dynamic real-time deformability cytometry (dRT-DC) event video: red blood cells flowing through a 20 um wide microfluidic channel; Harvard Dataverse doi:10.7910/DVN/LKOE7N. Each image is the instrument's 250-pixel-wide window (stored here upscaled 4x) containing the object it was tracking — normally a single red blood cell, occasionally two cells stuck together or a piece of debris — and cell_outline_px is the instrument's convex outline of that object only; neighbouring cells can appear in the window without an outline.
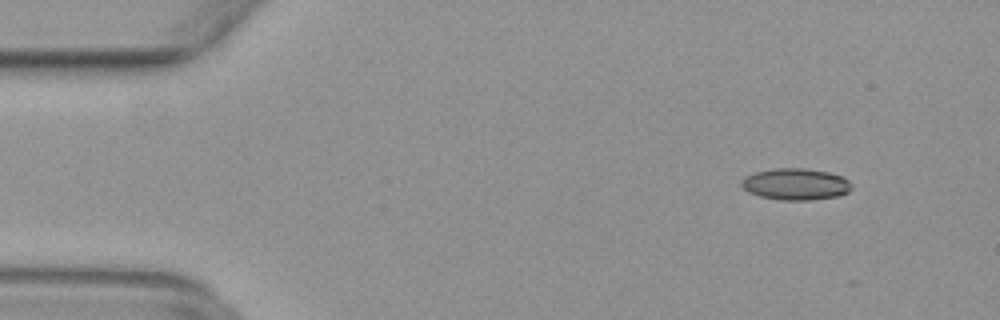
{"species": "common noctule bat (a hibernating species)", "species_latin": "Nyctalus noctula", "temperature_condition": "warm", "stored_images_in_passage": 39, "camera_frame_rate_fps": 3000, "um_per_image_px": 0.085, "animal": {"sex": "female", "body_mass_g": 29.2, "forearm_length_mm": 56.3}, "frame": {"image": 1, "passage_image": 4, "time_ms": 1.0, "image_size_px": [1000, 320], "cell_outline_px": [[852, 188], [848, 192], [836, 196], [812, 200], [780, 200], [760, 196], [748, 192], [740, 184], [740, 180], [744, 176], [756, 172], [776, 168], [804, 168], [828, 172], [840, 176], [848, 180], [852, 184]], "centroid_in_image_um": [67.61, 15.65], "position_along_channel_um": 17.4, "area_um2": 20.29}}
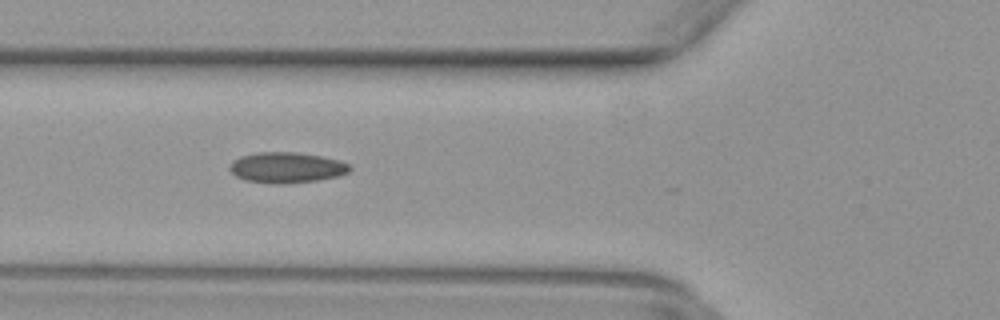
{"frame": {"image": 2, "passage_image": 17, "time_ms": 5.333, "image_size_px": [1000, 320], "cell_outline_px": [[352, 168], [348, 172], [336, 176], [316, 180], [284, 184], [272, 184], [244, 180], [236, 176], [228, 168], [232, 160], [240, 156], [260, 152], [296, 152], [320, 156], [340, 160], [348, 164]], "centroid_in_image_um": [24.32, 14.24], "position_along_channel_um": 101.5, "area_um2": 21.44}}
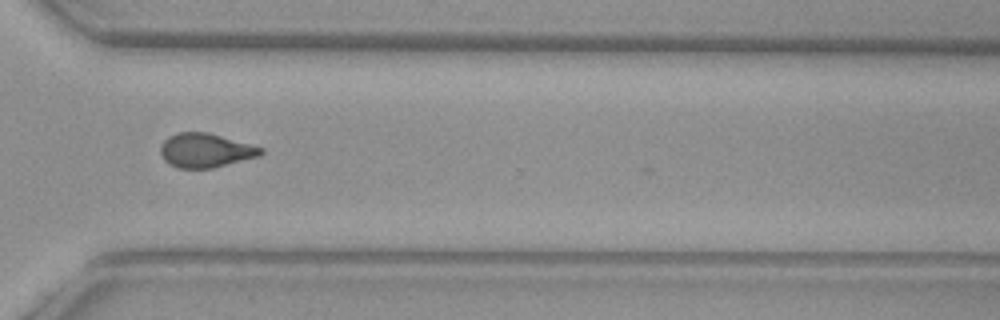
{"frame": {"image": 3, "passage_image": 35, "time_ms": 11.333, "image_size_px": [1000, 320], "cell_outline_px": [[264, 152], [260, 156], [212, 168], [176, 168], [168, 164], [164, 160], [160, 152], [160, 144], [168, 136], [176, 132], [208, 132], [264, 148]], "centroid_in_image_um": [17.44, 12.78], "position_along_channel_um": 353.2, "area_um2": 20.11}}